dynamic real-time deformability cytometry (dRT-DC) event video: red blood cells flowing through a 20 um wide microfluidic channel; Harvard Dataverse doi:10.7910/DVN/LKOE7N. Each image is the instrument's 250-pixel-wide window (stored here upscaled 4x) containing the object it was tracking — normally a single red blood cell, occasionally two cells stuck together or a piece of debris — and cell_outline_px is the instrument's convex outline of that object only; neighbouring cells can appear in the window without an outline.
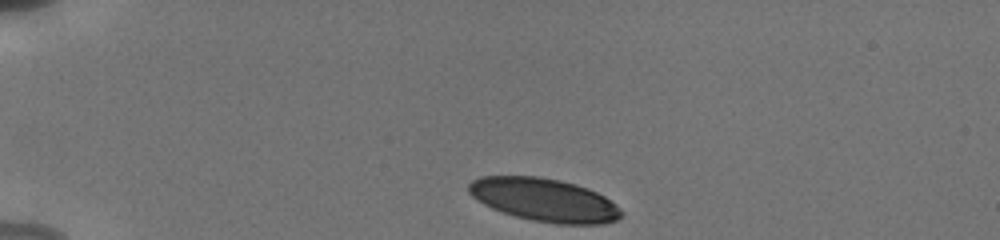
{"species": "human", "species_latin": "Homo sapiens", "temperature_condition": "cold", "stored_images_in_passage": 30, "camera_frame_rate_fps": 3000, "um_per_image_px": 0.085, "donor": {"sex": "male"}, "frame": {"image": 1, "passage_image": 1, "time_ms": 0.0, "image_size_px": [1000, 240], "cell_outline_px": [[624, 216], [616, 220], [604, 224], [556, 224], [532, 220], [516, 216], [492, 208], [484, 204], [472, 196], [468, 192], [468, 184], [472, 180], [480, 176], [536, 176], [560, 180], [576, 184], [588, 188], [604, 196], [616, 204], [624, 212]], "centroid_in_image_um": [46.29, 16.99], "position_along_channel_um": 38.7, "area_um2": 38.49}}
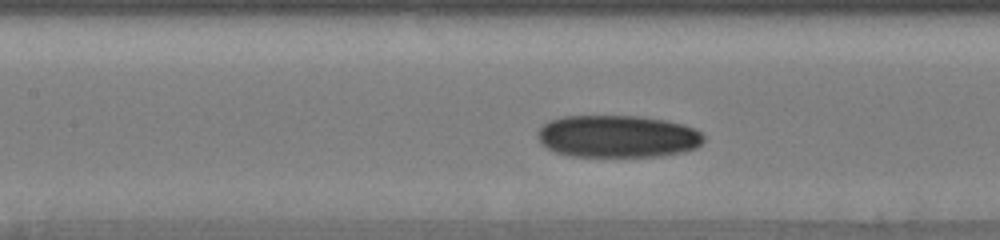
{"frame": {"image": 2, "passage_image": 13, "time_ms": 4.667, "image_size_px": [1000, 240], "cell_outline_px": [[704, 140], [696, 148], [684, 152], [664, 156], [572, 156], [556, 152], [540, 144], [536, 136], [536, 132], [548, 120], [564, 116], [640, 116], [664, 120], [684, 124], [696, 128], [704, 136]], "centroid_in_image_um": [52.49, 11.59], "position_along_channel_um": 154.9, "area_um2": 41.33}}
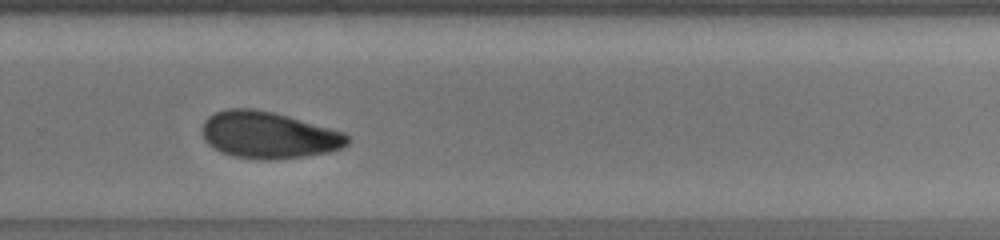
{"frame": {"image": 3, "passage_image": 23, "time_ms": 8.667, "image_size_px": [1000, 240], "cell_outline_px": [[348, 144], [344, 148], [328, 152], [304, 156], [272, 160], [264, 160], [232, 156], [220, 152], [208, 144], [204, 140], [200, 132], [204, 120], [208, 116], [216, 112], [228, 108], [252, 108], [272, 112], [288, 116], [344, 132], [348, 136]], "centroid_in_image_um": [22.78, 11.48], "position_along_channel_um": 307.0, "area_um2": 39.77}, "authors_computed_cell_mechanics": {"area_um2": 40.4022, "velocity_mm_per_s": 3.8132, "shape_relaxation_time_tau1_ms": 5.0192, "shape_relaxation_time_tau2_ms": 3.3661, "deformation_change_tau1": 0.1314, "deformation_change_tau2": 0.0837}}